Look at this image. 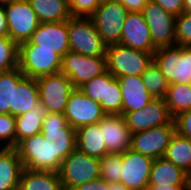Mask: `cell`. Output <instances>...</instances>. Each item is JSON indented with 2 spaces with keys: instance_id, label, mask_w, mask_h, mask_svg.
<instances>
[{
  "instance_id": "cell-1",
  "label": "cell",
  "mask_w": 191,
  "mask_h": 190,
  "mask_svg": "<svg viewBox=\"0 0 191 190\" xmlns=\"http://www.w3.org/2000/svg\"><path fill=\"white\" fill-rule=\"evenodd\" d=\"M107 71L114 77L141 76L154 62V53L129 48L121 44L107 46Z\"/></svg>"
},
{
  "instance_id": "cell-2",
  "label": "cell",
  "mask_w": 191,
  "mask_h": 190,
  "mask_svg": "<svg viewBox=\"0 0 191 190\" xmlns=\"http://www.w3.org/2000/svg\"><path fill=\"white\" fill-rule=\"evenodd\" d=\"M62 57L52 49L38 48L29 41L18 45V68L26 76L37 79L61 71Z\"/></svg>"
},
{
  "instance_id": "cell-3",
  "label": "cell",
  "mask_w": 191,
  "mask_h": 190,
  "mask_svg": "<svg viewBox=\"0 0 191 190\" xmlns=\"http://www.w3.org/2000/svg\"><path fill=\"white\" fill-rule=\"evenodd\" d=\"M15 149L24 168L58 172L61 167L53 143L46 141L42 133L25 138Z\"/></svg>"
},
{
  "instance_id": "cell-4",
  "label": "cell",
  "mask_w": 191,
  "mask_h": 190,
  "mask_svg": "<svg viewBox=\"0 0 191 190\" xmlns=\"http://www.w3.org/2000/svg\"><path fill=\"white\" fill-rule=\"evenodd\" d=\"M154 62L169 84H191V47L156 49Z\"/></svg>"
},
{
  "instance_id": "cell-5",
  "label": "cell",
  "mask_w": 191,
  "mask_h": 190,
  "mask_svg": "<svg viewBox=\"0 0 191 190\" xmlns=\"http://www.w3.org/2000/svg\"><path fill=\"white\" fill-rule=\"evenodd\" d=\"M58 173L62 189L73 190L79 185L100 178L99 159L76 148L62 161Z\"/></svg>"
},
{
  "instance_id": "cell-6",
  "label": "cell",
  "mask_w": 191,
  "mask_h": 190,
  "mask_svg": "<svg viewBox=\"0 0 191 190\" xmlns=\"http://www.w3.org/2000/svg\"><path fill=\"white\" fill-rule=\"evenodd\" d=\"M69 49L86 56H105L107 45L89 17L68 20Z\"/></svg>"
},
{
  "instance_id": "cell-7",
  "label": "cell",
  "mask_w": 191,
  "mask_h": 190,
  "mask_svg": "<svg viewBox=\"0 0 191 190\" xmlns=\"http://www.w3.org/2000/svg\"><path fill=\"white\" fill-rule=\"evenodd\" d=\"M128 10L117 0L102 2L89 17L103 42L119 44Z\"/></svg>"
},
{
  "instance_id": "cell-8",
  "label": "cell",
  "mask_w": 191,
  "mask_h": 190,
  "mask_svg": "<svg viewBox=\"0 0 191 190\" xmlns=\"http://www.w3.org/2000/svg\"><path fill=\"white\" fill-rule=\"evenodd\" d=\"M107 71L106 56H86L68 51L62 57L61 71L72 82L74 88Z\"/></svg>"
},
{
  "instance_id": "cell-9",
  "label": "cell",
  "mask_w": 191,
  "mask_h": 190,
  "mask_svg": "<svg viewBox=\"0 0 191 190\" xmlns=\"http://www.w3.org/2000/svg\"><path fill=\"white\" fill-rule=\"evenodd\" d=\"M155 49L176 45V16L148 0L142 11Z\"/></svg>"
},
{
  "instance_id": "cell-10",
  "label": "cell",
  "mask_w": 191,
  "mask_h": 190,
  "mask_svg": "<svg viewBox=\"0 0 191 190\" xmlns=\"http://www.w3.org/2000/svg\"><path fill=\"white\" fill-rule=\"evenodd\" d=\"M39 99L48 112L64 114L69 96L75 89L70 79L62 72L36 79Z\"/></svg>"
},
{
  "instance_id": "cell-11",
  "label": "cell",
  "mask_w": 191,
  "mask_h": 190,
  "mask_svg": "<svg viewBox=\"0 0 191 190\" xmlns=\"http://www.w3.org/2000/svg\"><path fill=\"white\" fill-rule=\"evenodd\" d=\"M7 15L9 37L17 44L28 41L39 26L36 12L27 0H19L4 6Z\"/></svg>"
},
{
  "instance_id": "cell-12",
  "label": "cell",
  "mask_w": 191,
  "mask_h": 190,
  "mask_svg": "<svg viewBox=\"0 0 191 190\" xmlns=\"http://www.w3.org/2000/svg\"><path fill=\"white\" fill-rule=\"evenodd\" d=\"M100 103L75 88L68 99L64 116L75 130L85 125L99 123L105 116Z\"/></svg>"
},
{
  "instance_id": "cell-13",
  "label": "cell",
  "mask_w": 191,
  "mask_h": 190,
  "mask_svg": "<svg viewBox=\"0 0 191 190\" xmlns=\"http://www.w3.org/2000/svg\"><path fill=\"white\" fill-rule=\"evenodd\" d=\"M132 134L153 127L175 124L164 99L154 98L141 110L122 114Z\"/></svg>"
},
{
  "instance_id": "cell-14",
  "label": "cell",
  "mask_w": 191,
  "mask_h": 190,
  "mask_svg": "<svg viewBox=\"0 0 191 190\" xmlns=\"http://www.w3.org/2000/svg\"><path fill=\"white\" fill-rule=\"evenodd\" d=\"M175 133V124L133 133L131 149L152 159L163 158Z\"/></svg>"
},
{
  "instance_id": "cell-15",
  "label": "cell",
  "mask_w": 191,
  "mask_h": 190,
  "mask_svg": "<svg viewBox=\"0 0 191 190\" xmlns=\"http://www.w3.org/2000/svg\"><path fill=\"white\" fill-rule=\"evenodd\" d=\"M121 181L129 190H146L154 159L132 149L121 153Z\"/></svg>"
},
{
  "instance_id": "cell-16",
  "label": "cell",
  "mask_w": 191,
  "mask_h": 190,
  "mask_svg": "<svg viewBox=\"0 0 191 190\" xmlns=\"http://www.w3.org/2000/svg\"><path fill=\"white\" fill-rule=\"evenodd\" d=\"M38 48L52 49L63 57L69 49L68 20L63 22H41L28 40Z\"/></svg>"
},
{
  "instance_id": "cell-17",
  "label": "cell",
  "mask_w": 191,
  "mask_h": 190,
  "mask_svg": "<svg viewBox=\"0 0 191 190\" xmlns=\"http://www.w3.org/2000/svg\"><path fill=\"white\" fill-rule=\"evenodd\" d=\"M119 44L154 53L151 32L142 12H129L126 16Z\"/></svg>"
},
{
  "instance_id": "cell-18",
  "label": "cell",
  "mask_w": 191,
  "mask_h": 190,
  "mask_svg": "<svg viewBox=\"0 0 191 190\" xmlns=\"http://www.w3.org/2000/svg\"><path fill=\"white\" fill-rule=\"evenodd\" d=\"M99 124L108 153L121 154L131 149L132 132L123 115L106 114Z\"/></svg>"
},
{
  "instance_id": "cell-19",
  "label": "cell",
  "mask_w": 191,
  "mask_h": 190,
  "mask_svg": "<svg viewBox=\"0 0 191 190\" xmlns=\"http://www.w3.org/2000/svg\"><path fill=\"white\" fill-rule=\"evenodd\" d=\"M122 91V114L141 110L154 98L143 84L141 76H124L118 78Z\"/></svg>"
},
{
  "instance_id": "cell-20",
  "label": "cell",
  "mask_w": 191,
  "mask_h": 190,
  "mask_svg": "<svg viewBox=\"0 0 191 190\" xmlns=\"http://www.w3.org/2000/svg\"><path fill=\"white\" fill-rule=\"evenodd\" d=\"M148 186H187L186 172L163 158L154 159Z\"/></svg>"
},
{
  "instance_id": "cell-21",
  "label": "cell",
  "mask_w": 191,
  "mask_h": 190,
  "mask_svg": "<svg viewBox=\"0 0 191 190\" xmlns=\"http://www.w3.org/2000/svg\"><path fill=\"white\" fill-rule=\"evenodd\" d=\"M23 169L15 148L0 149V190H18Z\"/></svg>"
},
{
  "instance_id": "cell-22",
  "label": "cell",
  "mask_w": 191,
  "mask_h": 190,
  "mask_svg": "<svg viewBox=\"0 0 191 190\" xmlns=\"http://www.w3.org/2000/svg\"><path fill=\"white\" fill-rule=\"evenodd\" d=\"M76 138V148L90 157L100 159L108 154L99 123L80 127L76 130Z\"/></svg>"
},
{
  "instance_id": "cell-23",
  "label": "cell",
  "mask_w": 191,
  "mask_h": 190,
  "mask_svg": "<svg viewBox=\"0 0 191 190\" xmlns=\"http://www.w3.org/2000/svg\"><path fill=\"white\" fill-rule=\"evenodd\" d=\"M47 114V108L39 101L32 110L15 117L16 146L25 138L41 133L42 124Z\"/></svg>"
},
{
  "instance_id": "cell-24",
  "label": "cell",
  "mask_w": 191,
  "mask_h": 190,
  "mask_svg": "<svg viewBox=\"0 0 191 190\" xmlns=\"http://www.w3.org/2000/svg\"><path fill=\"white\" fill-rule=\"evenodd\" d=\"M18 190H63L58 172L24 168Z\"/></svg>"
},
{
  "instance_id": "cell-25",
  "label": "cell",
  "mask_w": 191,
  "mask_h": 190,
  "mask_svg": "<svg viewBox=\"0 0 191 190\" xmlns=\"http://www.w3.org/2000/svg\"><path fill=\"white\" fill-rule=\"evenodd\" d=\"M39 101L36 79L25 76L17 87H14L13 116L16 117L32 110Z\"/></svg>"
},
{
  "instance_id": "cell-26",
  "label": "cell",
  "mask_w": 191,
  "mask_h": 190,
  "mask_svg": "<svg viewBox=\"0 0 191 190\" xmlns=\"http://www.w3.org/2000/svg\"><path fill=\"white\" fill-rule=\"evenodd\" d=\"M36 12L39 22H63L72 16L68 0H27Z\"/></svg>"
},
{
  "instance_id": "cell-27",
  "label": "cell",
  "mask_w": 191,
  "mask_h": 190,
  "mask_svg": "<svg viewBox=\"0 0 191 190\" xmlns=\"http://www.w3.org/2000/svg\"><path fill=\"white\" fill-rule=\"evenodd\" d=\"M25 77L17 67L0 73V114L13 116L14 87Z\"/></svg>"
},
{
  "instance_id": "cell-28",
  "label": "cell",
  "mask_w": 191,
  "mask_h": 190,
  "mask_svg": "<svg viewBox=\"0 0 191 190\" xmlns=\"http://www.w3.org/2000/svg\"><path fill=\"white\" fill-rule=\"evenodd\" d=\"M164 158L187 172L191 165V139L175 133Z\"/></svg>"
},
{
  "instance_id": "cell-29",
  "label": "cell",
  "mask_w": 191,
  "mask_h": 190,
  "mask_svg": "<svg viewBox=\"0 0 191 190\" xmlns=\"http://www.w3.org/2000/svg\"><path fill=\"white\" fill-rule=\"evenodd\" d=\"M163 99L173 118L191 110V84H169Z\"/></svg>"
},
{
  "instance_id": "cell-30",
  "label": "cell",
  "mask_w": 191,
  "mask_h": 190,
  "mask_svg": "<svg viewBox=\"0 0 191 190\" xmlns=\"http://www.w3.org/2000/svg\"><path fill=\"white\" fill-rule=\"evenodd\" d=\"M46 141L53 143L55 155L63 161L72 151L76 149V130L69 126L62 133L42 134Z\"/></svg>"
},
{
  "instance_id": "cell-31",
  "label": "cell",
  "mask_w": 191,
  "mask_h": 190,
  "mask_svg": "<svg viewBox=\"0 0 191 190\" xmlns=\"http://www.w3.org/2000/svg\"><path fill=\"white\" fill-rule=\"evenodd\" d=\"M143 84L153 98H164L169 87L168 81L161 74L158 66L153 62L141 75Z\"/></svg>"
},
{
  "instance_id": "cell-32",
  "label": "cell",
  "mask_w": 191,
  "mask_h": 190,
  "mask_svg": "<svg viewBox=\"0 0 191 190\" xmlns=\"http://www.w3.org/2000/svg\"><path fill=\"white\" fill-rule=\"evenodd\" d=\"M107 85H109V72L106 71L102 75L96 76L88 82L84 83L78 89L86 96L100 103L104 113L106 114V93Z\"/></svg>"
},
{
  "instance_id": "cell-33",
  "label": "cell",
  "mask_w": 191,
  "mask_h": 190,
  "mask_svg": "<svg viewBox=\"0 0 191 190\" xmlns=\"http://www.w3.org/2000/svg\"><path fill=\"white\" fill-rule=\"evenodd\" d=\"M100 178L108 183L121 181L122 158L121 154L108 153L99 159Z\"/></svg>"
},
{
  "instance_id": "cell-34",
  "label": "cell",
  "mask_w": 191,
  "mask_h": 190,
  "mask_svg": "<svg viewBox=\"0 0 191 190\" xmlns=\"http://www.w3.org/2000/svg\"><path fill=\"white\" fill-rule=\"evenodd\" d=\"M18 67V45L10 37H0V73Z\"/></svg>"
},
{
  "instance_id": "cell-35",
  "label": "cell",
  "mask_w": 191,
  "mask_h": 190,
  "mask_svg": "<svg viewBox=\"0 0 191 190\" xmlns=\"http://www.w3.org/2000/svg\"><path fill=\"white\" fill-rule=\"evenodd\" d=\"M122 91L118 78L109 73V85L106 93V114L122 115Z\"/></svg>"
},
{
  "instance_id": "cell-36",
  "label": "cell",
  "mask_w": 191,
  "mask_h": 190,
  "mask_svg": "<svg viewBox=\"0 0 191 190\" xmlns=\"http://www.w3.org/2000/svg\"><path fill=\"white\" fill-rule=\"evenodd\" d=\"M16 148V122L11 114H0V149Z\"/></svg>"
},
{
  "instance_id": "cell-37",
  "label": "cell",
  "mask_w": 191,
  "mask_h": 190,
  "mask_svg": "<svg viewBox=\"0 0 191 190\" xmlns=\"http://www.w3.org/2000/svg\"><path fill=\"white\" fill-rule=\"evenodd\" d=\"M176 45L191 47V14L176 16Z\"/></svg>"
},
{
  "instance_id": "cell-38",
  "label": "cell",
  "mask_w": 191,
  "mask_h": 190,
  "mask_svg": "<svg viewBox=\"0 0 191 190\" xmlns=\"http://www.w3.org/2000/svg\"><path fill=\"white\" fill-rule=\"evenodd\" d=\"M69 127L64 114L48 112L42 124V134L62 133Z\"/></svg>"
},
{
  "instance_id": "cell-39",
  "label": "cell",
  "mask_w": 191,
  "mask_h": 190,
  "mask_svg": "<svg viewBox=\"0 0 191 190\" xmlns=\"http://www.w3.org/2000/svg\"><path fill=\"white\" fill-rule=\"evenodd\" d=\"M100 4V0H68L72 17H90Z\"/></svg>"
},
{
  "instance_id": "cell-40",
  "label": "cell",
  "mask_w": 191,
  "mask_h": 190,
  "mask_svg": "<svg viewBox=\"0 0 191 190\" xmlns=\"http://www.w3.org/2000/svg\"><path fill=\"white\" fill-rule=\"evenodd\" d=\"M176 133L191 139V110L174 117Z\"/></svg>"
},
{
  "instance_id": "cell-41",
  "label": "cell",
  "mask_w": 191,
  "mask_h": 190,
  "mask_svg": "<svg viewBox=\"0 0 191 190\" xmlns=\"http://www.w3.org/2000/svg\"><path fill=\"white\" fill-rule=\"evenodd\" d=\"M168 13L178 16L183 13L184 0H152Z\"/></svg>"
},
{
  "instance_id": "cell-42",
  "label": "cell",
  "mask_w": 191,
  "mask_h": 190,
  "mask_svg": "<svg viewBox=\"0 0 191 190\" xmlns=\"http://www.w3.org/2000/svg\"><path fill=\"white\" fill-rule=\"evenodd\" d=\"M73 190H109V183L104 179L98 178L88 183L79 185Z\"/></svg>"
},
{
  "instance_id": "cell-43",
  "label": "cell",
  "mask_w": 191,
  "mask_h": 190,
  "mask_svg": "<svg viewBox=\"0 0 191 190\" xmlns=\"http://www.w3.org/2000/svg\"><path fill=\"white\" fill-rule=\"evenodd\" d=\"M128 12H142L148 0H117Z\"/></svg>"
},
{
  "instance_id": "cell-44",
  "label": "cell",
  "mask_w": 191,
  "mask_h": 190,
  "mask_svg": "<svg viewBox=\"0 0 191 190\" xmlns=\"http://www.w3.org/2000/svg\"><path fill=\"white\" fill-rule=\"evenodd\" d=\"M0 37H9L7 15L4 6H0Z\"/></svg>"
},
{
  "instance_id": "cell-45",
  "label": "cell",
  "mask_w": 191,
  "mask_h": 190,
  "mask_svg": "<svg viewBox=\"0 0 191 190\" xmlns=\"http://www.w3.org/2000/svg\"><path fill=\"white\" fill-rule=\"evenodd\" d=\"M146 190H187V186H148Z\"/></svg>"
},
{
  "instance_id": "cell-46",
  "label": "cell",
  "mask_w": 191,
  "mask_h": 190,
  "mask_svg": "<svg viewBox=\"0 0 191 190\" xmlns=\"http://www.w3.org/2000/svg\"><path fill=\"white\" fill-rule=\"evenodd\" d=\"M109 190H129L120 182L109 183Z\"/></svg>"
},
{
  "instance_id": "cell-47",
  "label": "cell",
  "mask_w": 191,
  "mask_h": 190,
  "mask_svg": "<svg viewBox=\"0 0 191 190\" xmlns=\"http://www.w3.org/2000/svg\"><path fill=\"white\" fill-rule=\"evenodd\" d=\"M183 13L191 14V0H184Z\"/></svg>"
},
{
  "instance_id": "cell-48",
  "label": "cell",
  "mask_w": 191,
  "mask_h": 190,
  "mask_svg": "<svg viewBox=\"0 0 191 190\" xmlns=\"http://www.w3.org/2000/svg\"><path fill=\"white\" fill-rule=\"evenodd\" d=\"M19 0H0V6H6Z\"/></svg>"
},
{
  "instance_id": "cell-49",
  "label": "cell",
  "mask_w": 191,
  "mask_h": 190,
  "mask_svg": "<svg viewBox=\"0 0 191 190\" xmlns=\"http://www.w3.org/2000/svg\"><path fill=\"white\" fill-rule=\"evenodd\" d=\"M187 190H191V175L187 176Z\"/></svg>"
},
{
  "instance_id": "cell-50",
  "label": "cell",
  "mask_w": 191,
  "mask_h": 190,
  "mask_svg": "<svg viewBox=\"0 0 191 190\" xmlns=\"http://www.w3.org/2000/svg\"><path fill=\"white\" fill-rule=\"evenodd\" d=\"M186 175H187V176H190V175H191V165H190L189 170L186 172Z\"/></svg>"
},
{
  "instance_id": "cell-51",
  "label": "cell",
  "mask_w": 191,
  "mask_h": 190,
  "mask_svg": "<svg viewBox=\"0 0 191 190\" xmlns=\"http://www.w3.org/2000/svg\"><path fill=\"white\" fill-rule=\"evenodd\" d=\"M105 1H115V0H100L101 3Z\"/></svg>"
}]
</instances>
